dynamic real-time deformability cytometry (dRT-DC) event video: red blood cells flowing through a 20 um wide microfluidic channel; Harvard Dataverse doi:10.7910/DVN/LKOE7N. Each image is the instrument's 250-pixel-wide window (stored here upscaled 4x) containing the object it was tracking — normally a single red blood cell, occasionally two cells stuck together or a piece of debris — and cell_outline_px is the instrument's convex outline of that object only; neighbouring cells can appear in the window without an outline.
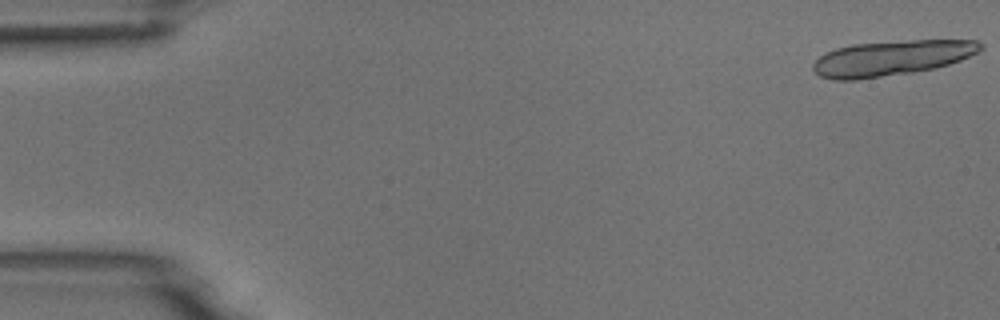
{"species": "common noctule bat (a hibernating species)", "species_latin": "Nyctalus noctula", "temperature_condition": "room temperature", "stored_images_in_passage": 6, "camera_frame_rate_fps": 3000, "um_per_image_px": 0.085, "animal": {"sex": "male", "body_mass_g": 18.8}, "frame": {"image": 1, "passage_image": 1, "time_ms": 0.0, "image_size_px": [1000, 320], "cell_outline_px": [[984, 48], [980, 52], [960, 60], [936, 68], [912, 72], [856, 80], [832, 80], [820, 76], [812, 68], [812, 64], [824, 52], [836, 48], [852, 44], [908, 40], [976, 40], [984, 44]], "centroid_in_image_um": [75.79, 4.93], "position_along_channel_um": 9.2, "area_um2": 34.56}}